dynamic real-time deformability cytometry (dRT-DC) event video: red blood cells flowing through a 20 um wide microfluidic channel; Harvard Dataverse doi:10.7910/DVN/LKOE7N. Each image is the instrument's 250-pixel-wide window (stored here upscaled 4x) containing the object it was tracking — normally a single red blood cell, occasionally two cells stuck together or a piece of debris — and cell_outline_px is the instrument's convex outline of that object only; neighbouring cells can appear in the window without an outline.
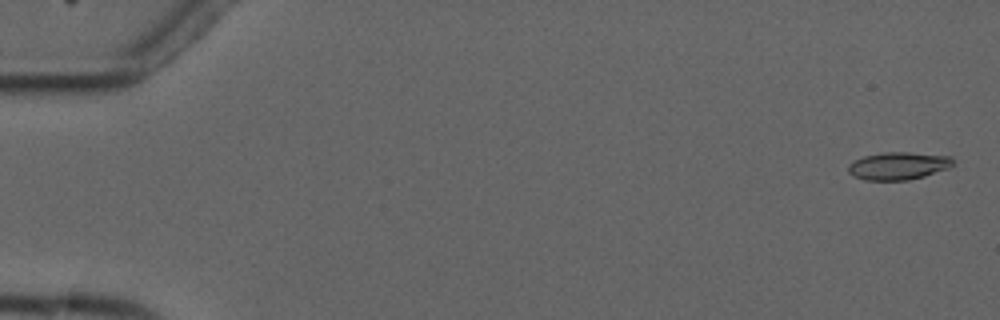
{"species": "common noctule bat (a hibernating species)", "species_latin": "Nyctalus noctula", "temperature_condition": "cold", "stored_images_in_passage": 4, "camera_frame_rate_fps": 3000, "um_per_image_px": 0.085, "animal": {"sex": "male", "forearm_length_mm": 52.5}, "frame": {"image": 1, "passage_image": 1, "time_ms": 0.0, "image_size_px": [1000, 320], "cell_outline_px": [[952, 164], [948, 168], [924, 176], [908, 180], [864, 180], [848, 172], [848, 164], [852, 160], [864, 156], [884, 152], [908, 152], [952, 156]], "centroid_in_image_um": [76.33, 14.09], "position_along_channel_um": 8.7, "area_um2": 16.82}}